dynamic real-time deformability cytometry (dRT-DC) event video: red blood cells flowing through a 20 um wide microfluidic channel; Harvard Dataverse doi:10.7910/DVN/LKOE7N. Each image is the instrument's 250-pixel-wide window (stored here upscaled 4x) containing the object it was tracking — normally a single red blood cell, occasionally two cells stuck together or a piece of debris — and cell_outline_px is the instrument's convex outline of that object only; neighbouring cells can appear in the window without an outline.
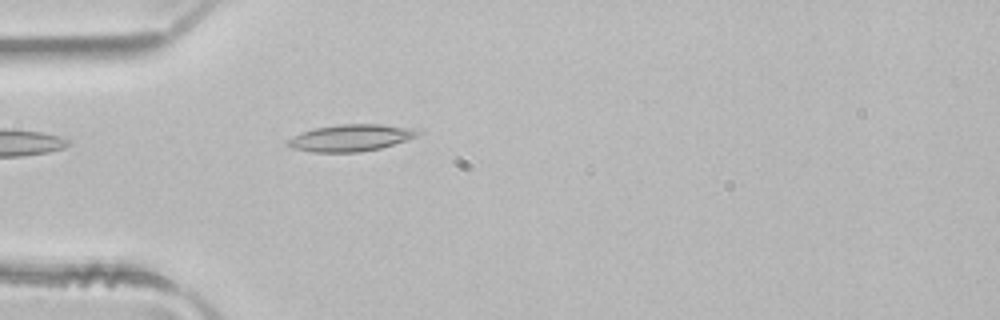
{"species": "common noctule bat (a hibernating species)", "species_latin": "Nyctalus noctula", "temperature_condition": "room temperature", "stored_images_in_passage": 4, "camera_frame_rate_fps": 3000, "um_per_image_px": 0.085, "animal": {"sex": "male", "body_mass_g": 21.5, "forearm_length_mm": 52.0}, "frame": {"image": 1, "passage_image": 4, "time_ms": 1.0, "image_size_px": [1000, 320], "cell_outline_px": [[424, 132], [416, 136], [380, 148], [360, 152], [312, 152], [292, 148], [284, 144], [292, 136], [316, 128], [340, 124], [380, 124], [420, 128]], "centroid_in_image_um": [29.85, 11.71], "position_along_channel_um": 55.2, "area_um2": 20.35}}